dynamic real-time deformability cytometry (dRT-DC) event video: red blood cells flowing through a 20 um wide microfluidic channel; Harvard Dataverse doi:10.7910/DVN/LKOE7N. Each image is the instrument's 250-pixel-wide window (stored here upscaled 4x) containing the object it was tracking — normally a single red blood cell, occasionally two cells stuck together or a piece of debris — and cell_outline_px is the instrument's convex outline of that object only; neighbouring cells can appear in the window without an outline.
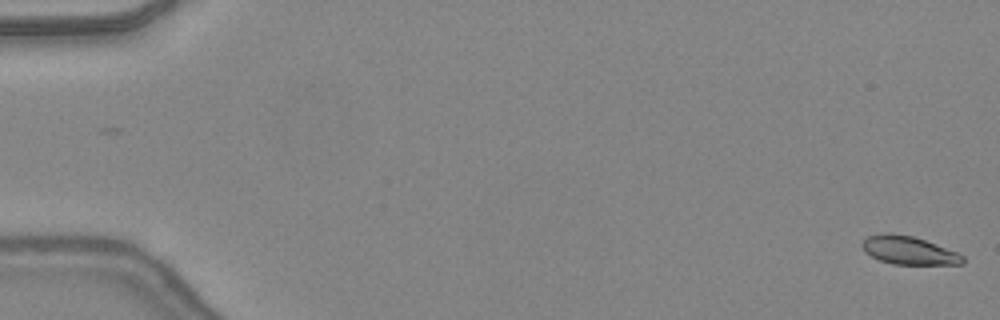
{"species": "common noctule bat (a hibernating species)", "species_latin": "Nyctalus noctula", "temperature_condition": "warm", "stored_images_in_passage": 49, "segment_of_instrument_passage": [1, 2], "camera_frame_rate_fps": 3000, "um_per_image_px": 0.085, "animal": {"sex": "female", "body_mass_g": 24.6, "forearm_length_mm": 56.2}, "frame": {"image": 1, "passage_image": 1, "time_ms": 0.0, "image_size_px": [1000, 320], "cell_outline_px": [[964, 264], [892, 264], [880, 260], [864, 252], [860, 244], [868, 236], [884, 232], [892, 232], [912, 236], [924, 240], [956, 252], [964, 256]], "centroid_in_image_um": [77.19, 21.27], "position_along_channel_um": 7.8, "area_um2": 16.47}}
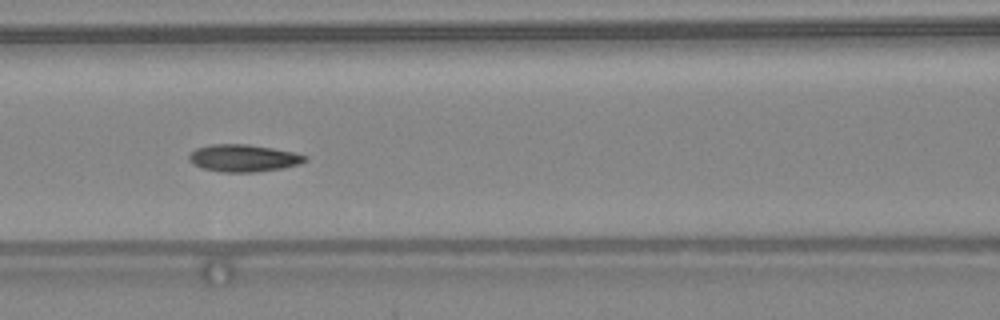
{"frame": {"image": 2, "passage_image": 22, "time_ms": 7.0, "image_size_px": [1000, 320], "cell_outline_px": [[308, 160], [300, 164], [280, 168], [256, 172], [220, 172], [204, 168], [192, 164], [188, 160], [188, 156], [196, 148], [212, 144], [248, 144], [272, 148], [292, 152], [308, 156]], "centroid_in_image_um": [20.68, 13.44], "position_along_channel_um": 145.9, "area_um2": 18.38}}
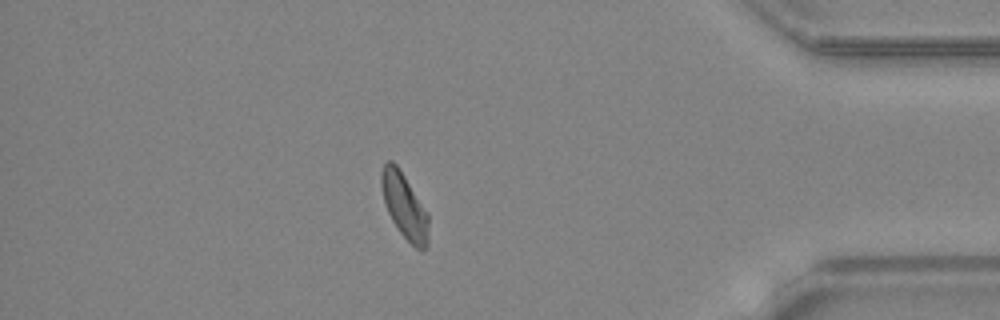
{"frame": {"image": 3, "passage_image": 42, "time_ms": 13.667, "image_size_px": [1000, 320], "cell_outline_px": [[428, 244], [424, 248], [416, 248], [400, 232], [392, 220], [388, 212], [384, 200], [380, 184], [380, 172], [384, 164], [388, 160], [392, 160], [396, 164], [428, 212]], "centroid_in_image_um": [34.36, 17.47], "position_along_channel_um": 400.8, "area_um2": 17.69}}